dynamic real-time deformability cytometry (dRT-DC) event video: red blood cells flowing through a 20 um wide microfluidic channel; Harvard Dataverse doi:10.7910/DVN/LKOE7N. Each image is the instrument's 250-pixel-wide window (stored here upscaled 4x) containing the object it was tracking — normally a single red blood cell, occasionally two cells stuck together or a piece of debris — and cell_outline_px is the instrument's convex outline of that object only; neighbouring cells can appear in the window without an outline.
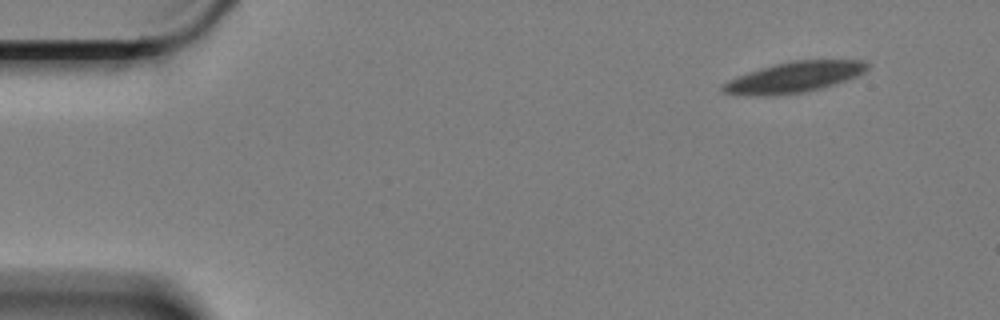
{"species": "Egyptian fruit bat (a non-hibernating species)", "species_latin": "Rousettus aegyptiacus", "temperature_condition": "cold", "stored_images_in_passage": 3, "segment_of_instrument_passage": [2, 2], "camera_frame_rate_fps": 3000, "um_per_image_px": 0.085, "animal": {"sex": "female"}, "frame": {"image": 1, "passage_image": 3, "time_ms": 0.667, "image_size_px": [1000, 320], "cell_outline_px": [[868, 68], [864, 72], [856, 76], [824, 88], [804, 92], [776, 96], [756, 96], [724, 92], [720, 88], [720, 84], [736, 76], [760, 68], [792, 60], [864, 60], [868, 64]], "centroid_in_image_um": [67.48, 6.57], "position_along_channel_um": 17.5, "area_um2": 25.95}}